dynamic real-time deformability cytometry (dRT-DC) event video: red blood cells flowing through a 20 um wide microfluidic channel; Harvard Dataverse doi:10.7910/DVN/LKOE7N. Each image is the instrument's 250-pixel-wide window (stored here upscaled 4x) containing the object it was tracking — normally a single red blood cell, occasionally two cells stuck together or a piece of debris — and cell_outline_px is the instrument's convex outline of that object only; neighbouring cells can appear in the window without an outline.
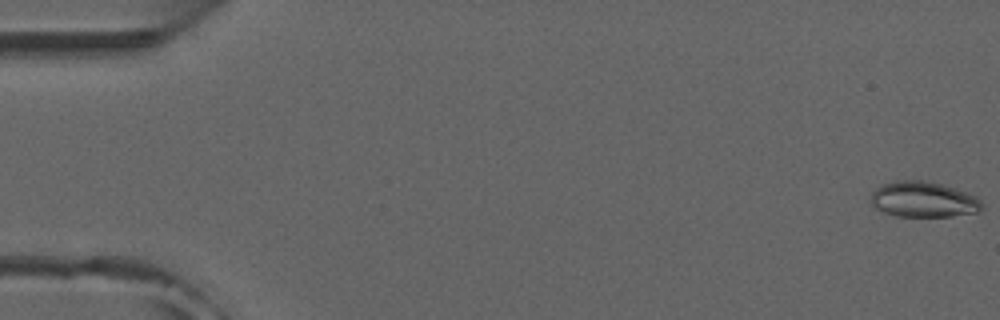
{"species": "common noctule bat (a hibernating species)", "species_latin": "Nyctalus noctula", "temperature_condition": "room temperature", "stored_images_in_passage": 52, "camera_frame_rate_fps": 3000, "um_per_image_px": 0.085, "animal": {"sex": "male", "forearm_length_mm": 52.5}, "frame": {"image": 1, "passage_image": 1, "time_ms": 0.0, "image_size_px": [1000, 320], "cell_outline_px": [[984, 208], [980, 212], [952, 216], [896, 216], [884, 212], [876, 208], [872, 204], [872, 192], [876, 188], [884, 184], [896, 180], [924, 180], [956, 188], [976, 196], [984, 204]], "centroid_in_image_um": [78.54, 16.96], "position_along_channel_um": 6.5, "area_um2": 23.12}}
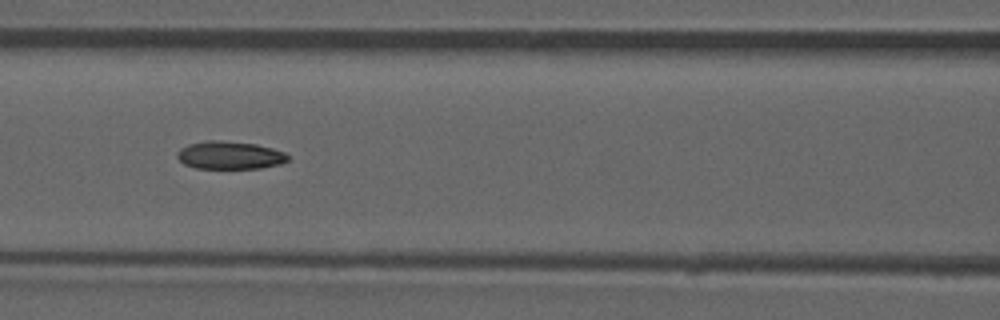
{"frame": {"image": 2, "passage_image": 23, "time_ms": 7.333, "image_size_px": [1000, 320], "cell_outline_px": [[288, 160], [280, 164], [260, 168], [196, 168], [184, 164], [176, 156], [176, 152], [180, 148], [188, 144], [208, 140], [216, 140], [256, 144], [272, 148], [284, 152], [288, 156]], "centroid_in_image_um": [19.5, 13.19], "position_along_channel_um": 147.1, "area_um2": 17.92}, "authors_computed_cell_mechanics": {"area_um2": 18.2359, "velocity_mm_per_s": 3.9528, "shape_relaxation_time_tau1_ms": 8.3595, "shape_relaxation_time_tau2_ms": 4.3454, "deformation_change_tau1": 0.1903, "deformation_change_tau2": 0.105}}